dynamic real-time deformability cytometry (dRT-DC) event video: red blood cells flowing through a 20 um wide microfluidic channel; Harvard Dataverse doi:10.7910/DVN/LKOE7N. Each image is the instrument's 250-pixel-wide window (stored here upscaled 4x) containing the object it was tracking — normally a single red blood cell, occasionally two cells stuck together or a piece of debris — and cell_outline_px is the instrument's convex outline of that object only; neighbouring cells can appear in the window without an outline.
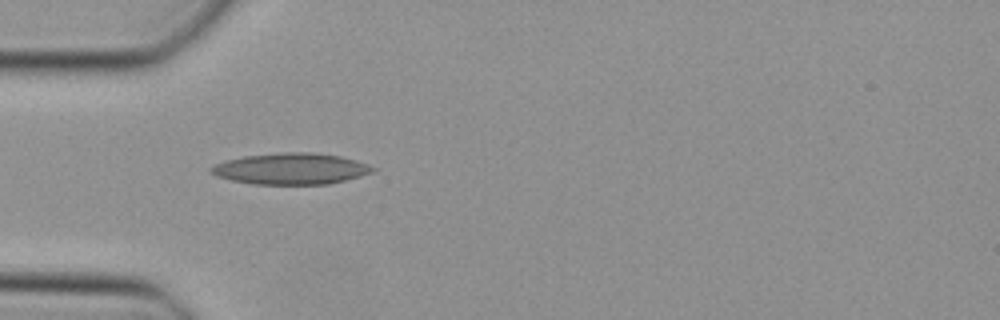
{"species": "Egyptian fruit bat (a non-hibernating species)", "species_latin": "Rousettus aegyptiacus", "temperature_condition": "cold", "stored_images_in_passage": 31, "camera_frame_rate_fps": 3000, "um_per_image_px": 0.085, "animal": {"sex": "female"}, "frame": {"image": 1, "passage_image": 1, "time_ms": 0.0, "image_size_px": [1000, 320], "cell_outline_px": [[376, 168], [372, 172], [360, 176], [328, 184], [252, 184], [232, 180], [216, 176], [208, 172], [208, 168], [216, 164], [228, 160], [244, 156], [284, 152], [312, 152], [340, 156], [356, 160], [368, 164]], "centroid_in_image_um": [24.71, 14.34], "position_along_channel_um": 60.3, "area_um2": 29.36}}
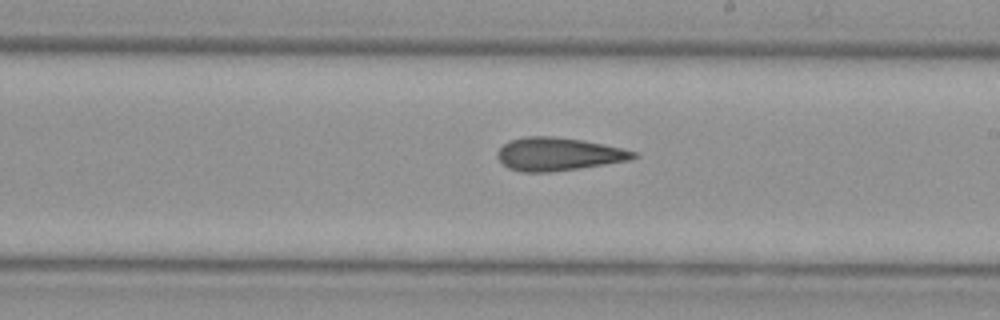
{"frame": {"image": 2, "passage_image": 14, "time_ms": 4.333, "image_size_px": [1000, 320], "cell_outline_px": [[640, 156], [632, 160], [552, 172], [520, 172], [508, 168], [496, 156], [496, 152], [504, 144], [512, 140], [528, 136], [552, 136], [580, 140], [620, 148], [636, 152]], "centroid_in_image_um": [47.45, 13.11], "position_along_channel_um": 241.5, "area_um2": 26.01}}
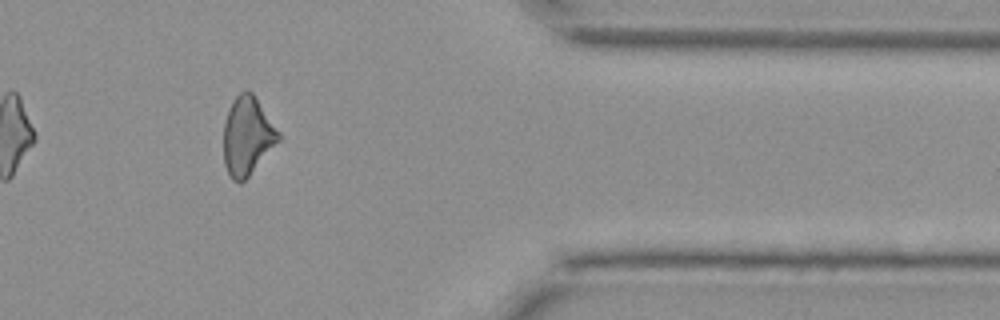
{"frame": {"image": 3, "passage_image": 26, "time_ms": 8.333, "image_size_px": [1000, 320], "cell_outline_px": [[280, 140], [248, 176], [240, 184], [232, 180], [224, 164], [224, 124], [228, 108], [236, 96], [240, 92], [252, 92], [280, 132]], "centroid_in_image_um": [21.02, 11.57], "position_along_channel_um": 390.4, "area_um2": 24.8}}